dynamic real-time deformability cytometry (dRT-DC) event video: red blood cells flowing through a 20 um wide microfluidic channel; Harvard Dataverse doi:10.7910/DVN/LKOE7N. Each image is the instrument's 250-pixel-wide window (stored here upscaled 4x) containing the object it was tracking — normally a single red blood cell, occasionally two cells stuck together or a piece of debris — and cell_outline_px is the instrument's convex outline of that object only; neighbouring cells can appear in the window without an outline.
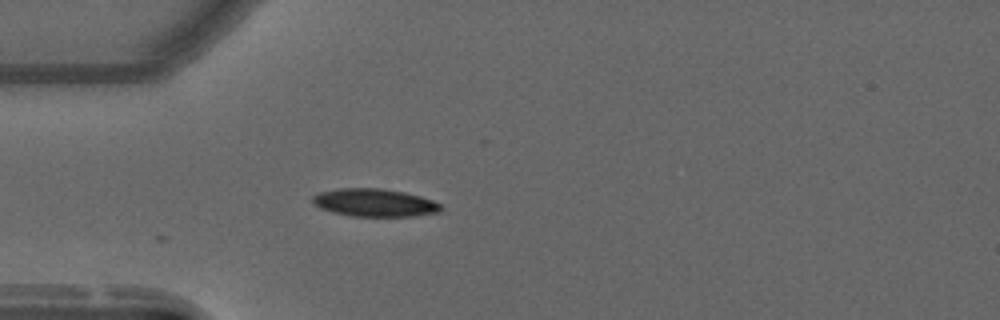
{"species": "common noctule bat (a hibernating species)", "species_latin": "Nyctalus noctula", "temperature_condition": "warm", "stored_images_in_passage": 4, "camera_frame_rate_fps": 3000, "um_per_image_px": 0.085, "animal": {"sex": "male", "forearm_length_mm": 52.5}, "frame": {"image": 1, "passage_image": 1, "time_ms": 0.0, "image_size_px": [1000, 320], "cell_outline_px": [[444, 208], [440, 212], [412, 216], [352, 216], [332, 212], [320, 208], [312, 200], [312, 196], [320, 192], [340, 188], [380, 188], [404, 192], [420, 196], [432, 200], [440, 204]], "centroid_in_image_um": [31.86, 17.23], "position_along_channel_um": 53.1, "area_um2": 20.75}}